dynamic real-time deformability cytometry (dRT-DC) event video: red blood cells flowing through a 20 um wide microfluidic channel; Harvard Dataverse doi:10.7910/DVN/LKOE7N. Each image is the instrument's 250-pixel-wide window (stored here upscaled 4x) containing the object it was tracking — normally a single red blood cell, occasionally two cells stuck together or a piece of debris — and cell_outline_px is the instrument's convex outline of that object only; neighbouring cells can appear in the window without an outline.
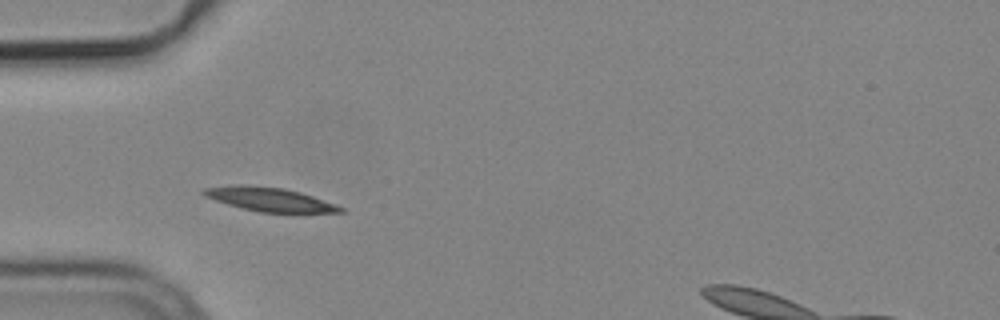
{"species": "common noctule bat (a hibernating species)", "species_latin": "Nyctalus noctula", "temperature_condition": "cold", "stored_images_in_passage": 5, "camera_frame_rate_fps": 3000, "um_per_image_px": 0.085, "animal": {"sex": "male", "body_mass_g": 19.2, "forearm_length_mm": 51.8}, "frame": {"image": 1, "passage_image": 4, "time_ms": 1.0, "image_size_px": [1000, 320], "cell_outline_px": [[348, 212], [260, 212], [240, 208], [204, 196], [200, 192], [204, 188], [236, 184], [240, 184], [284, 188], [300, 192], [336, 204], [344, 208]], "centroid_in_image_um": [22.89, 16.94], "position_along_channel_um": 62.1, "area_um2": 18.9}}
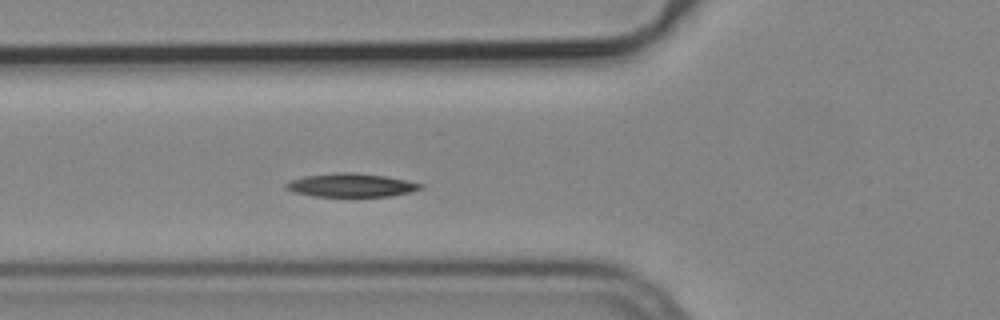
{"frame": {"image": 2, "passage_image": 5, "time_ms": 1.333, "image_size_px": [1000, 320], "cell_outline_px": [[424, 188], [412, 192], [388, 196], [312, 196], [292, 192], [284, 188], [284, 184], [288, 180], [304, 176], [336, 172], [356, 172], [384, 176], [424, 184]], "centroid_in_image_um": [29.79, 15.73], "position_along_channel_um": 96.0, "area_um2": 18.61}}